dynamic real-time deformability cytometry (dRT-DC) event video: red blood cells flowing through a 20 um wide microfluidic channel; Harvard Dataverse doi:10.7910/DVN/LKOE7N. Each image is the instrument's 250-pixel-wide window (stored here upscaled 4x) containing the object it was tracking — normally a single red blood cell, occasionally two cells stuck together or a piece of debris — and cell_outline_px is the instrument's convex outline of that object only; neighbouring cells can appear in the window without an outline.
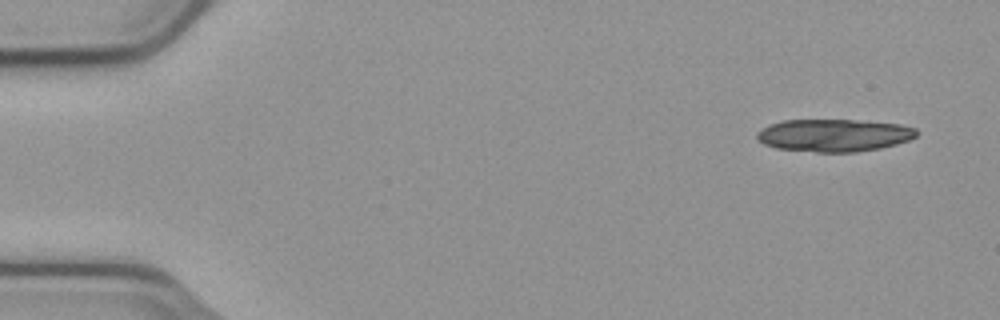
{"species": "common noctule bat (a hibernating species)", "species_latin": "Nyctalus noctula", "temperature_condition": "cold", "stored_images_in_passage": 19, "camera_frame_rate_fps": 3000, "um_per_image_px": 0.085, "animal": {"sex": "male", "body_mass_g": 23.1, "forearm_length_mm": 52.7}, "frame": {"image": 1, "passage_image": 3, "time_ms": 0.667, "image_size_px": [1000, 320], "cell_outline_px": [[916, 136], [908, 140], [896, 144], [880, 148], [856, 152], [816, 152], [776, 148], [764, 144], [756, 140], [756, 132], [772, 124], [784, 120], [856, 120], [900, 124], [916, 128]], "centroid_in_image_um": [70.87, 11.5], "position_along_channel_um": 14.1, "area_um2": 30.17}}